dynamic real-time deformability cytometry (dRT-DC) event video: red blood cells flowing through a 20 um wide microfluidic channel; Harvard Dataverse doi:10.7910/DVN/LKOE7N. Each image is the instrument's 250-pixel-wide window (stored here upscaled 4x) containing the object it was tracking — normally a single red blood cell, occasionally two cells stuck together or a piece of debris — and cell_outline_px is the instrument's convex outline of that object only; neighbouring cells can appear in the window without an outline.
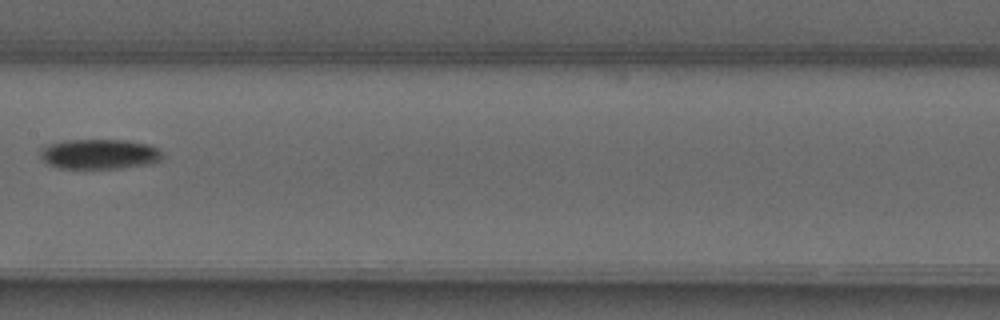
{"species": "common noctule bat (a hibernating species)", "species_latin": "Nyctalus noctula", "temperature_condition": "warm", "stored_images_in_passage": 5, "camera_frame_rate_fps": 3000, "um_per_image_px": 0.085, "animal": {"sex": "male", "forearm_length_mm": 52.5}, "frame": {"image": 1, "passage_image": 5, "time_ms": 6.0, "image_size_px": [1000, 320], "cell_outline_px": [[164, 156], [160, 160], [152, 164], [120, 168], [60, 168], [48, 164], [40, 156], [40, 148], [64, 140], [128, 140], [148, 144], [156, 148]], "centroid_in_image_um": [8.47, 13.1], "position_along_channel_um": 198.9, "area_um2": 21.33}}